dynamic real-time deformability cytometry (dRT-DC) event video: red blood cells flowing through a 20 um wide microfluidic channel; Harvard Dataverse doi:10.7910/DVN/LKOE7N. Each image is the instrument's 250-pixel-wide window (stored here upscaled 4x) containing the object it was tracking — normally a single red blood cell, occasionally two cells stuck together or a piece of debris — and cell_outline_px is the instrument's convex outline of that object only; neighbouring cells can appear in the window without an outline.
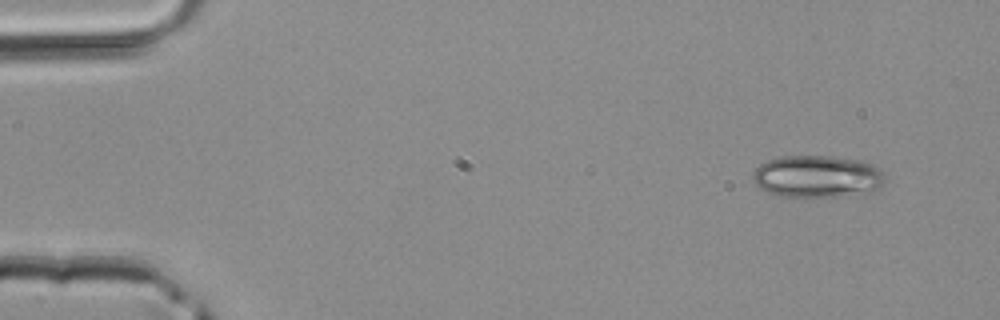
{"species": "common noctule bat (a hibernating species)", "species_latin": "Nyctalus noctula", "temperature_condition": "room temperature", "stored_images_in_passage": 3, "camera_frame_rate_fps": 3000, "um_per_image_px": 0.085, "animal": {"sex": "male", "body_mass_g": 20.4}, "frame": {"image": 1, "passage_image": 1, "time_ms": 0.0, "image_size_px": [1000, 320], "cell_outline_px": [[888, 180], [880, 188], [872, 192], [836, 196], [780, 196], [768, 192], [760, 188], [752, 180], [752, 172], [760, 164], [768, 160], [780, 156], [832, 156], [860, 160], [872, 164], [880, 168]], "centroid_in_image_um": [69.5, 14.99], "position_along_channel_um": 15.5, "area_um2": 32.77}}
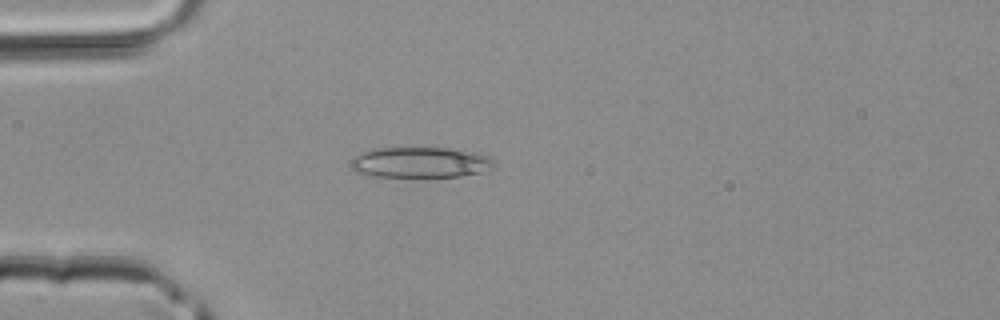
{"frame": {"image": 2, "passage_image": 3, "time_ms": 0.667, "image_size_px": [1000, 320], "cell_outline_px": [[496, 164], [492, 172], [460, 176], [372, 176], [356, 172], [352, 168], [352, 160], [356, 156], [364, 152], [376, 148], [464, 148], [488, 156]], "centroid_in_image_um": [35.88, 13.8], "position_along_channel_um": 49.1, "area_um2": 25.84}}